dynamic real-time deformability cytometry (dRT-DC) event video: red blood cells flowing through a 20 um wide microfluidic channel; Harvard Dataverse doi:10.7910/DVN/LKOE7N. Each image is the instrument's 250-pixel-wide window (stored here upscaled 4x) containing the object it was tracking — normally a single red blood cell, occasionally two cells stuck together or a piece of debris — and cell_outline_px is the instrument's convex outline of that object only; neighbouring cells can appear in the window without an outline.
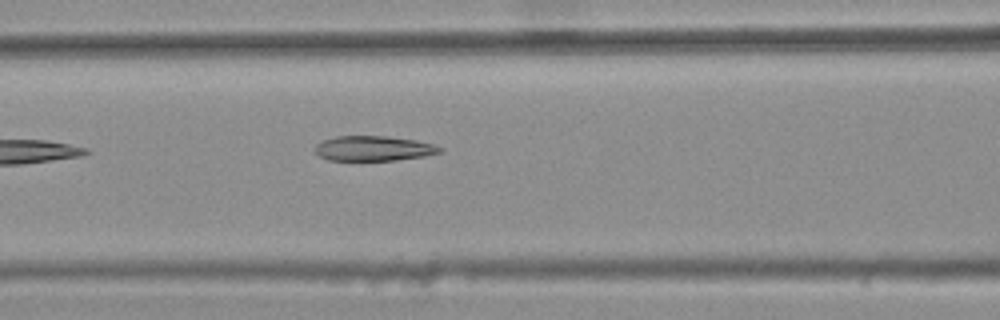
{"species": "common noctule bat (a hibernating species)", "species_latin": "Nyctalus noctula", "temperature_condition": "warm", "stored_images_in_passage": 6, "camera_frame_rate_fps": 3000, "um_per_image_px": 0.085, "animal": {"sex": "female", "body_mass_g": 25.1}, "frame": {"image": 1, "passage_image": 6, "time_ms": 1.667, "image_size_px": [1000, 320], "cell_outline_px": [[444, 148], [440, 152], [424, 156], [396, 160], [328, 160], [320, 156], [316, 152], [316, 144], [324, 140], [336, 136], [384, 136], [416, 140], [432, 144]], "centroid_in_image_um": [31.76, 12.61], "position_along_channel_um": 134.8, "area_um2": 17.98}}